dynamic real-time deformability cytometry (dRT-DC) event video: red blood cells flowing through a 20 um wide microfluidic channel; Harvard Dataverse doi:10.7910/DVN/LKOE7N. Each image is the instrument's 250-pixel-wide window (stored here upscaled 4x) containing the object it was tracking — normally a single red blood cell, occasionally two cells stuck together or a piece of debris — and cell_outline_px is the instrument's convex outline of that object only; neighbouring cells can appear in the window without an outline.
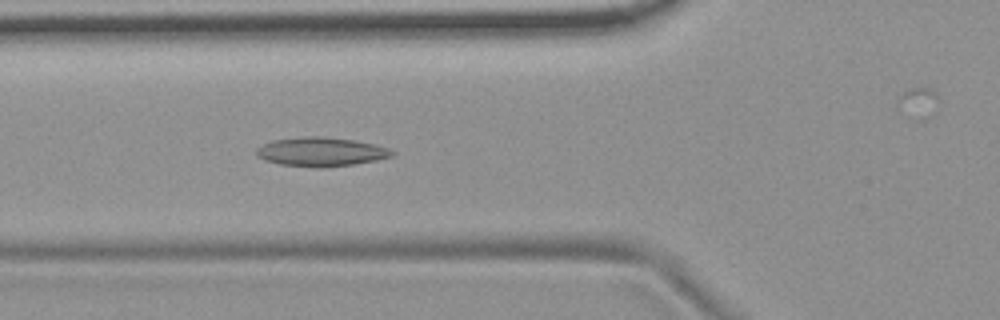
{"species": "common noctule bat (a hibernating species)", "species_latin": "Nyctalus noctula", "temperature_condition": "room temperature", "stored_images_in_passage": 40, "camera_frame_rate_fps": 3000, "um_per_image_px": 0.085, "animal": {"sex": "female", "body_mass_g": 19.9}, "frame": {"image": 1, "passage_image": 5, "time_ms": 1.333, "image_size_px": [1000, 320], "cell_outline_px": [[396, 152], [392, 156], [376, 160], [352, 164], [324, 168], [320, 168], [280, 164], [264, 160], [256, 156], [256, 148], [272, 140], [304, 136], [324, 136], [352, 140], [376, 144], [388, 148]], "centroid_in_image_um": [27.27, 12.9], "position_along_channel_um": 98.5, "area_um2": 23.0}}
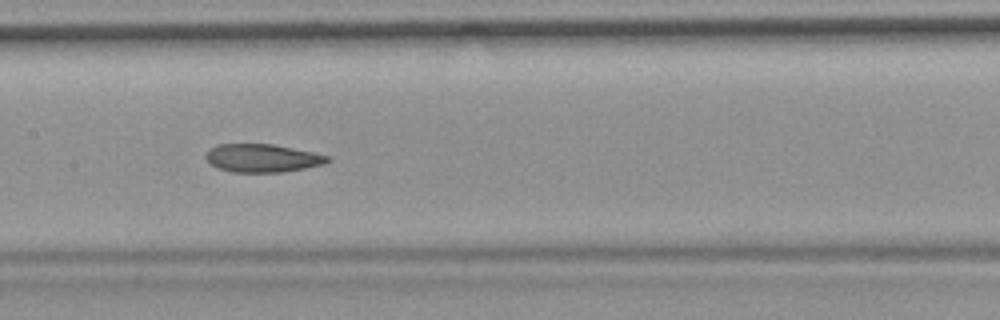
{"frame": {"image": 2, "passage_image": 12, "time_ms": 3.667, "image_size_px": [1000, 320], "cell_outline_px": [[332, 160], [324, 164], [284, 172], [232, 172], [216, 168], [204, 156], [212, 148], [220, 144], [272, 144], [312, 152], [328, 156]], "centroid_in_image_um": [22.31, 13.45], "position_along_channel_um": 185.1, "area_um2": 19.77}}
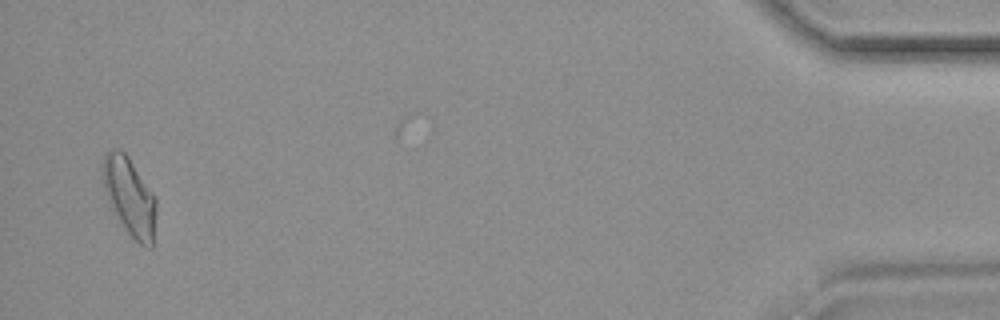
{"frame": {"image": 3, "passage_image": 38, "time_ms": 12.333, "image_size_px": [1000, 320], "cell_outline_px": [[156, 212], [152, 248], [148, 248], [140, 244], [128, 232], [120, 220], [104, 192], [100, 164], [104, 156], [112, 148], [120, 148], [128, 156], [156, 200]], "centroid_in_image_um": [10.99, 16.67], "position_along_channel_um": 424.2, "area_um2": 23.93}, "authors_computed_cell_mechanics": {"area_um2": 21.1837, "velocity_mm_per_s": 3.7077, "shape_relaxation_time_tau1_ms": null, "shape_relaxation_time_tau2_ms": 2.62, "deformation_change_tau1": null, "deformation_change_tau2": 0.089}}